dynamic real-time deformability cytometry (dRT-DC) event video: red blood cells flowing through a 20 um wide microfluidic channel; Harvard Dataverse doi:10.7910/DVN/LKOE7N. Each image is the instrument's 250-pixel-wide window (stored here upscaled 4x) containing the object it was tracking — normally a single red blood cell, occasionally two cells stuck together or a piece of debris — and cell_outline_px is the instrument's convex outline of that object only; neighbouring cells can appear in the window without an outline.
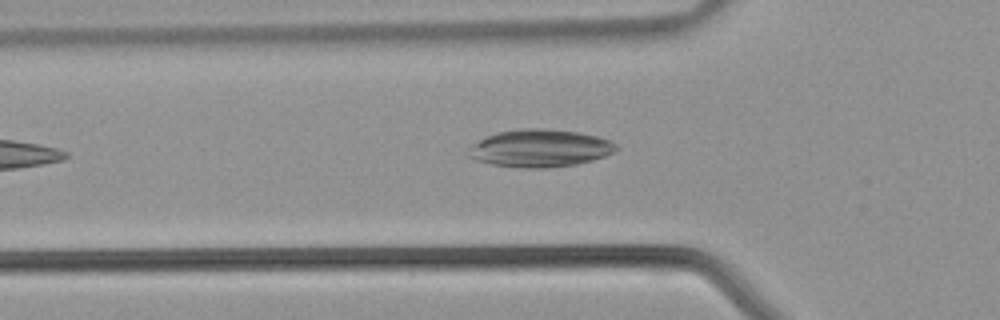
{"species": "common noctule bat (a hibernating species)", "species_latin": "Nyctalus noctula", "temperature_condition": "warm", "stored_images_in_passage": 24, "camera_frame_rate_fps": 3000, "um_per_image_px": 0.085, "animal": {"sex": "male", "body_mass_g": 21.5, "forearm_length_mm": 52.0}, "frame": {"image": 1, "passage_image": 2, "time_ms": 0.333, "image_size_px": [1000, 320], "cell_outline_px": [[620, 148], [616, 152], [592, 160], [576, 164], [548, 168], [520, 168], [492, 164], [476, 160], [468, 156], [468, 148], [472, 144], [496, 132], [524, 128], [544, 128], [580, 132], [596, 136], [608, 140], [616, 144]], "centroid_in_image_um": [45.91, 12.6], "position_along_channel_um": 79.9, "area_um2": 32.48}}
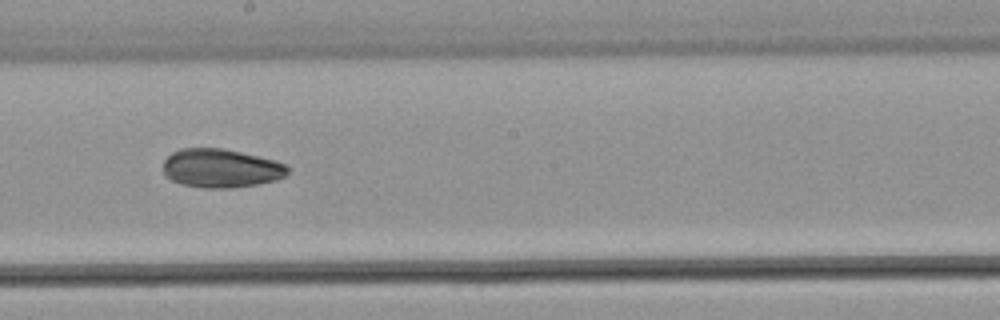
{"frame": {"image": 2, "passage_image": 11, "time_ms": 3.333, "image_size_px": [1000, 320], "cell_outline_px": [[288, 172], [284, 176], [276, 180], [256, 184], [232, 188], [204, 188], [180, 184], [164, 176], [164, 160], [172, 152], [180, 148], [224, 148], [276, 160], [288, 164]], "centroid_in_image_um": [18.78, 14.3], "position_along_channel_um": 229.4, "area_um2": 28.32}}
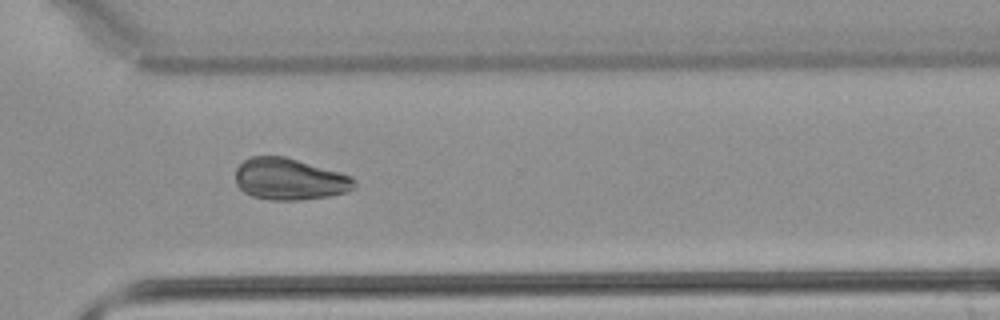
{"frame": {"image": 3, "passage_image": 18, "time_ms": 5.667, "image_size_px": [1000, 320], "cell_outline_px": [[356, 188], [348, 192], [328, 196], [300, 200], [272, 200], [252, 196], [244, 192], [236, 184], [236, 168], [244, 160], [252, 156], [284, 156], [340, 172], [352, 176], [356, 184]], "centroid_in_image_um": [24.63, 15.23], "position_along_channel_um": 346.0, "area_um2": 28.9}}